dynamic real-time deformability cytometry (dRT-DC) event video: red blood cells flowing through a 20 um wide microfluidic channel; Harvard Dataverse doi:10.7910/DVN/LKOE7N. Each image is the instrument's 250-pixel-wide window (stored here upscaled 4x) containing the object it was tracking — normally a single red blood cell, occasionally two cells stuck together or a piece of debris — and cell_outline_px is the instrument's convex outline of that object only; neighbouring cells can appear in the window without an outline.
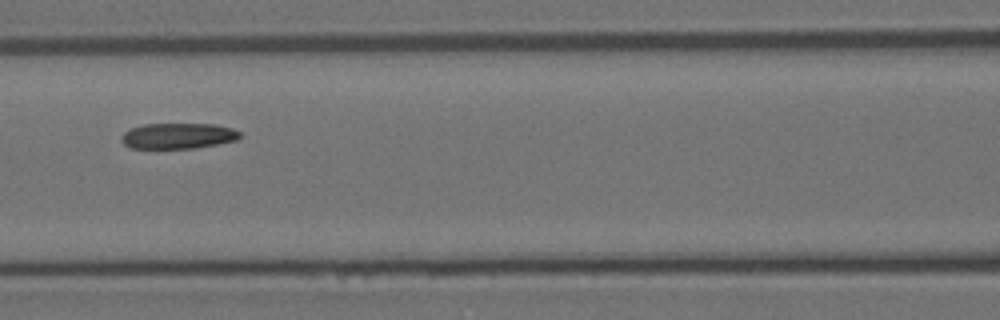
{"species": "Egyptian fruit bat (a non-hibernating species)", "species_latin": "Rousettus aegyptiacus", "temperature_condition": "room temperature", "stored_images_in_passage": 15, "camera_frame_rate_fps": 3000, "um_per_image_px": 0.085, "animal": {"sex": "female"}, "frame": {"image": 1, "passage_image": 6, "time_ms": 6.333, "image_size_px": [1000, 320], "cell_outline_px": [[240, 136], [236, 140], [196, 148], [128, 148], [120, 140], [120, 136], [124, 132], [132, 128], [144, 124], [212, 124], [232, 128], [240, 132]], "centroid_in_image_um": [15.09, 11.55], "position_along_channel_um": 151.5, "area_um2": 17.69}}
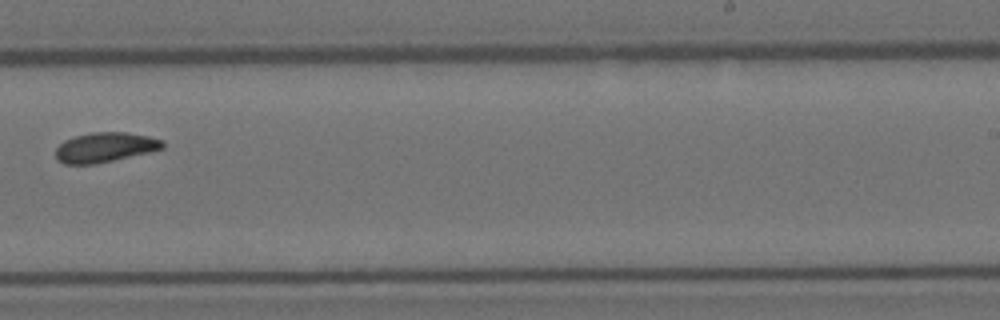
{"frame": {"image": 2, "passage_image": 9, "time_ms": 10.0, "image_size_px": [1000, 320], "cell_outline_px": [[164, 148], [148, 152], [96, 164], [64, 164], [56, 160], [56, 148], [64, 140], [76, 136], [92, 132], [124, 132], [148, 136], [164, 140]], "centroid_in_image_um": [8.91, 12.52], "position_along_channel_um": 280.1, "area_um2": 18.5}}
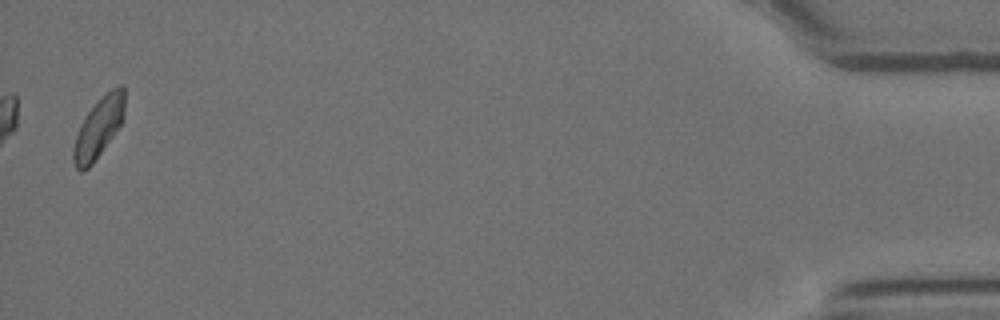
{"frame": {"image": 3, "passage_image": 15, "time_ms": 16.667, "image_size_px": [1000, 320], "cell_outline_px": [[124, 120], [92, 164], [88, 168], [80, 172], [76, 168], [72, 160], [72, 152], [76, 136], [80, 124], [84, 116], [112, 88], [120, 84], [124, 84]], "centroid_in_image_um": [8.38, 10.87], "position_along_channel_um": 426.8, "area_um2": 17.69}, "authors_computed_cell_mechanics": {"area_um2": 18.0914, "velocity_mm_per_s": 3.5096, "shape_relaxation_time_tau1_ms": 5.3206, "shape_relaxation_time_tau2_ms": 3.281, "deformation_change_tau1": 0.1332, "deformation_change_tau2": 0.0764}}